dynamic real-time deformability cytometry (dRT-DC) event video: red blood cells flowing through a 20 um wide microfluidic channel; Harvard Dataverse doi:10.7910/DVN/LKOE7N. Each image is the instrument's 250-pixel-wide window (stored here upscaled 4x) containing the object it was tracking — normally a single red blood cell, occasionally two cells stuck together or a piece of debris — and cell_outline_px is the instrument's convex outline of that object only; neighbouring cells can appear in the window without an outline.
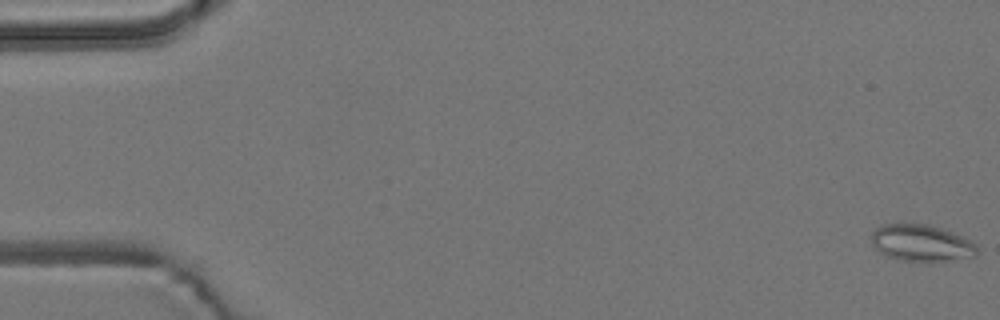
{"species": "common noctule bat (a hibernating species)", "species_latin": "Nyctalus noctula", "temperature_condition": "room temperature", "stored_images_in_passage": 56, "camera_frame_rate_fps": 3000, "um_per_image_px": 0.085, "animal": {"sex": "male", "body_mass_g": 19.2, "forearm_length_mm": 51.8}, "frame": {"image": 1, "passage_image": 1, "time_ms": 0.0, "image_size_px": [1000, 320], "cell_outline_px": [[976, 256], [932, 264], [896, 260], [872, 248], [872, 232], [876, 228], [884, 224], [928, 224], [952, 232], [976, 244]], "centroid_in_image_um": [78.29, 20.71], "position_along_channel_um": 6.7, "area_um2": 23.12}}
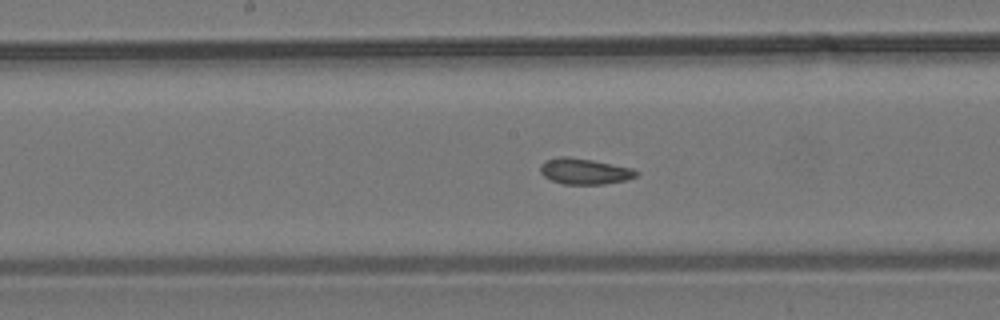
{"frame": {"image": 2, "passage_image": 29, "time_ms": 9.333, "image_size_px": [1000, 320], "cell_outline_px": [[640, 172], [636, 176], [624, 180], [604, 184], [564, 184], [552, 180], [544, 176], [540, 172], [540, 164], [544, 160], [560, 156], [568, 156], [592, 160], [632, 168]], "centroid_in_image_um": [49.65, 14.55], "position_along_channel_um": 198.5, "area_um2": 14.45}}
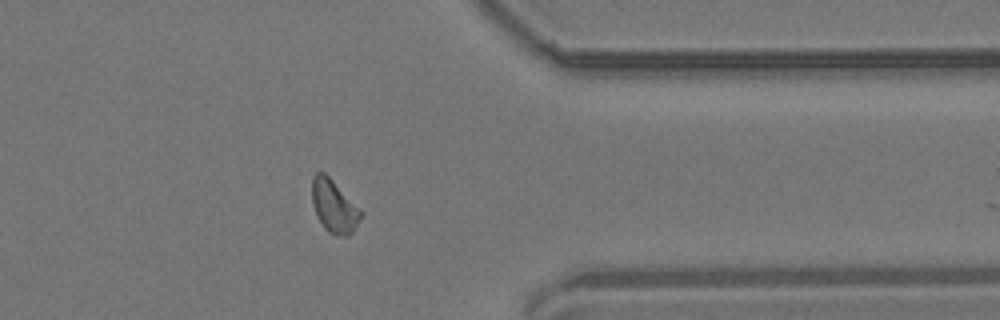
{"frame": {"image": 3, "passage_image": 45, "time_ms": 14.667, "image_size_px": [1000, 320], "cell_outline_px": [[360, 216], [352, 232], [348, 236], [344, 236], [328, 232], [324, 228], [316, 216], [312, 204], [312, 176], [316, 172], [324, 172], [360, 208]], "centroid_in_image_um": [28.34, 17.51], "position_along_channel_um": 383.1, "area_um2": 14.74}, "authors_computed_cell_mechanics": {"area_um2": 14.8257, "velocity_mm_per_s": 3.6962, "shape_relaxation_time_tau1_ms": null, "shape_relaxation_time_tau2_ms": 1.5604, "deformation_change_tau1": null, "deformation_change_tau2": 0.0735}}